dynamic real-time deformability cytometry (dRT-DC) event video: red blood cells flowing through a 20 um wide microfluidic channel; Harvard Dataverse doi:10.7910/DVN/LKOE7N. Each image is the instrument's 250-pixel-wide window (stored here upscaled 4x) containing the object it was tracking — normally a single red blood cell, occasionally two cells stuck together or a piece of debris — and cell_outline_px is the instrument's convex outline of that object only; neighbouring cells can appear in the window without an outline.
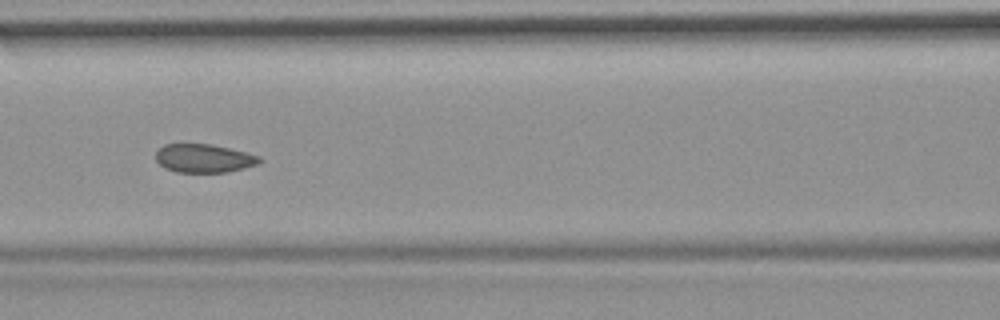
{"species": "common noctule bat (a hibernating species)", "species_latin": "Nyctalus noctula", "temperature_condition": "room temperature", "stored_images_in_passage": 12, "camera_frame_rate_fps": 3000, "um_per_image_px": 0.085, "animal": {"sex": "female", "body_mass_g": 19.9}, "frame": {"image": 1, "passage_image": 6, "time_ms": 1.667, "image_size_px": [1000, 320], "cell_outline_px": [[264, 160], [260, 164], [228, 172], [176, 172], [164, 168], [156, 160], [156, 152], [164, 144], [212, 144], [260, 156]], "centroid_in_image_um": [17.35, 13.46], "position_along_channel_um": 149.2, "area_um2": 17.28}}
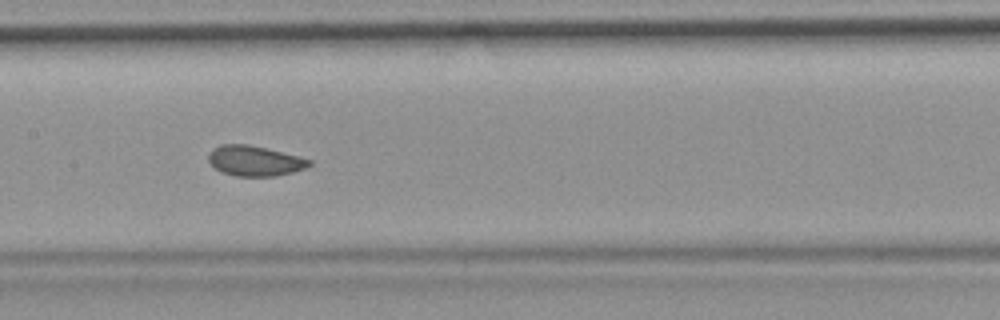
{"frame": {"image": 2, "passage_image": 7, "time_ms": 2.0, "image_size_px": [1000, 320], "cell_outline_px": [[312, 164], [304, 168], [292, 172], [276, 176], [236, 176], [220, 172], [208, 160], [208, 156], [212, 148], [220, 144], [248, 144], [300, 156], [312, 160]], "centroid_in_image_um": [21.64, 13.66], "position_along_channel_um": 185.8, "area_um2": 17.8}}
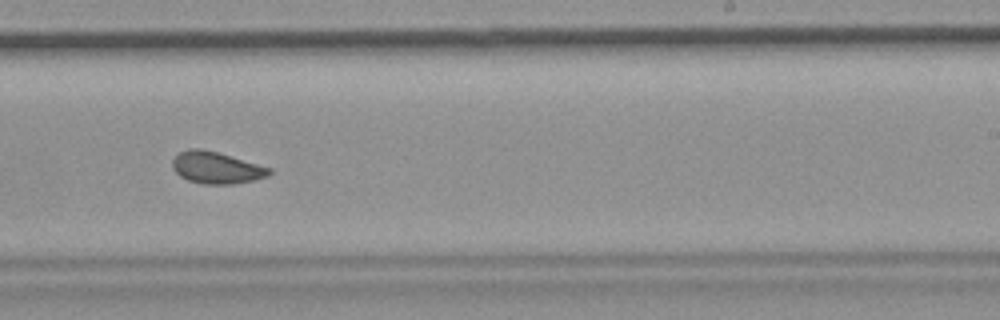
{"frame": {"image": 3, "passage_image": 9, "time_ms": 2.667, "image_size_px": [1000, 320], "cell_outline_px": [[272, 172], [268, 176], [252, 180], [232, 184], [204, 184], [188, 180], [180, 176], [172, 168], [172, 160], [180, 152], [188, 148], [200, 148], [216, 152], [272, 168]], "centroid_in_image_um": [18.37, 14.25], "position_along_channel_um": 270.6, "area_um2": 17.8}}